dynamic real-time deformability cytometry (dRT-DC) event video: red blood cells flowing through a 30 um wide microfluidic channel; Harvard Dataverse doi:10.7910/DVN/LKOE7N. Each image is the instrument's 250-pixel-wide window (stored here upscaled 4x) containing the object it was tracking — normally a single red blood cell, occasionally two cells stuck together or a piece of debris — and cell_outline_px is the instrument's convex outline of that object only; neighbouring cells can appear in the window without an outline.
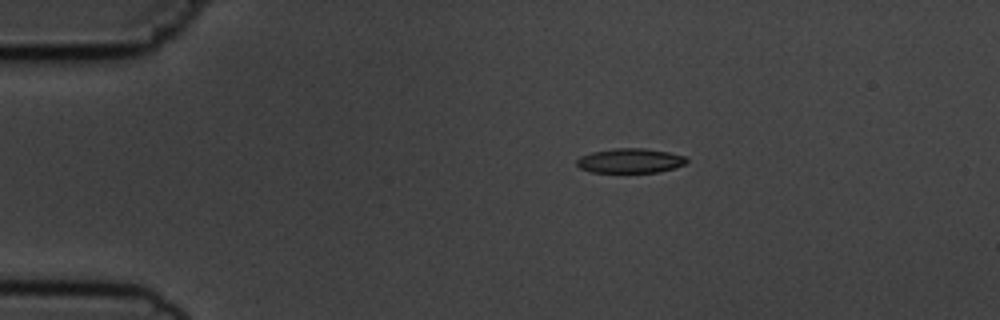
{"species": "common noctule bat (a hibernating species)", "species_latin": "Nyctalus noctula", "temperature_condition": "cold", "stored_images_in_passage": 4, "camera_frame_rate_fps": 3000, "um_per_image_px": 0.085, "animal": {"sex": "male", "body_mass_g": 19.5, "forearm_length_mm": 54.6}, "frame": {"image": 1, "passage_image": 1, "time_ms": 0.0, "image_size_px": [1000, 320], "cell_outline_px": [[688, 160], [684, 164], [676, 168], [660, 172], [592, 172], [580, 168], [576, 164], [576, 160], [580, 156], [592, 152], [616, 148], [644, 148], [668, 152], [684, 156]], "centroid_in_image_um": [53.56, 13.66], "position_along_channel_um": 31.4, "area_um2": 15.72}}
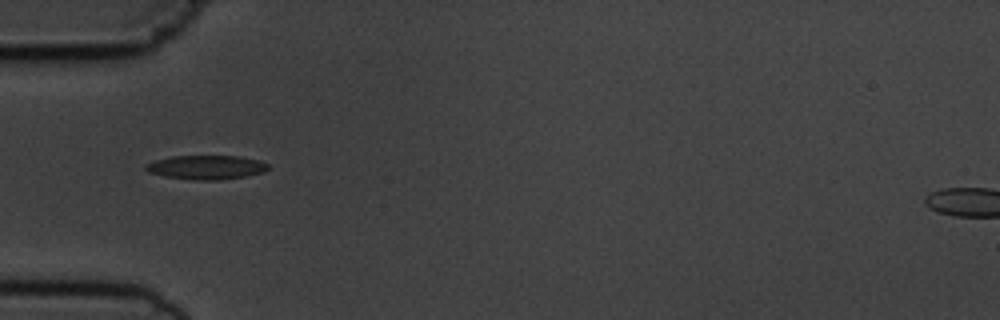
{"frame": {"image": 2, "passage_image": 3, "time_ms": 2.333, "image_size_px": [1000, 320], "cell_outline_px": [[268, 168], [264, 172], [244, 176], [220, 180], [192, 180], [164, 176], [148, 172], [144, 168], [144, 164], [156, 160], [172, 156], [236, 156], [256, 160], [268, 164]], "centroid_in_image_um": [17.48, 14.22], "position_along_channel_um": 67.5, "area_um2": 17.05}}
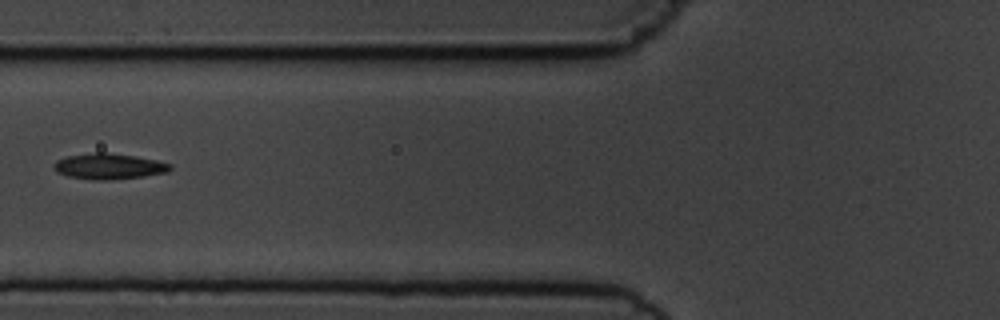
{"frame": {"image": 3, "passage_image": 4, "time_ms": 3.667, "image_size_px": [1000, 320], "cell_outline_px": [[172, 168], [168, 172], [144, 176], [104, 180], [92, 180], [68, 176], [56, 172], [52, 164], [56, 160], [68, 156], [96, 152], [104, 152], [136, 156], [156, 160], [172, 164]], "centroid_in_image_um": [9.25, 14.13], "position_along_channel_um": 116.6, "area_um2": 17.46}}